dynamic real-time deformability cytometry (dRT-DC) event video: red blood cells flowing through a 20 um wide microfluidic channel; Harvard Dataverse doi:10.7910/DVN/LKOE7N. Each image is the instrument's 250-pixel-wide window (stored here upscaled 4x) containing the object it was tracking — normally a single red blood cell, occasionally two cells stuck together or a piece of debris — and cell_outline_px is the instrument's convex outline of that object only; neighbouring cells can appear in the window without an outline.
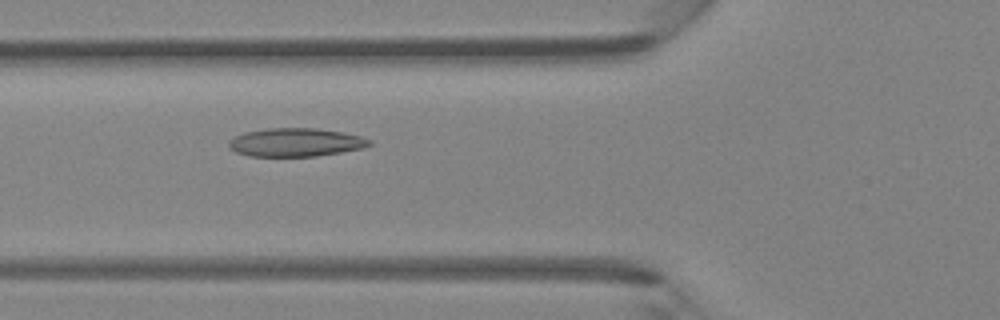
{"species": "Egyptian fruit bat (a non-hibernating species)", "species_latin": "Rousettus aegyptiacus", "temperature_condition": "room temperature", "stored_images_in_passage": 45, "camera_frame_rate_fps": 3000, "um_per_image_px": 0.085, "animal": {"sex": "female"}, "frame": {"image": 1, "passage_image": 16, "time_ms": 5.0, "image_size_px": [1000, 320], "cell_outline_px": [[372, 144], [364, 148], [316, 156], [248, 156], [236, 152], [228, 148], [228, 140], [244, 132], [268, 128], [316, 128], [344, 132], [360, 136], [372, 140]], "centroid_in_image_um": [25.13, 12.1], "position_along_channel_um": 100.7, "area_um2": 23.41}}
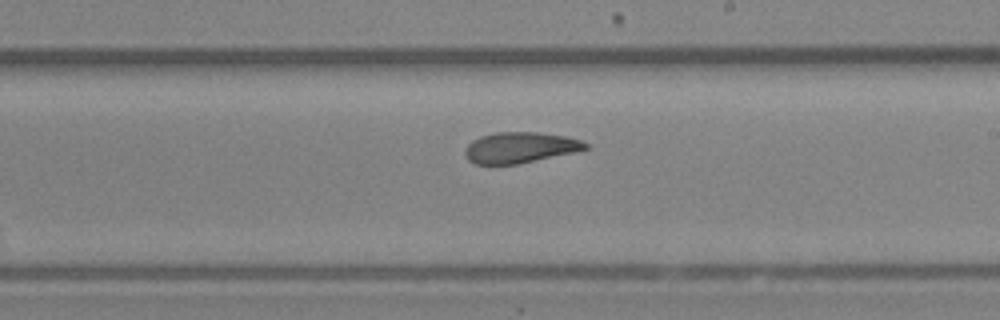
{"frame": {"image": 2, "passage_image": 26, "time_ms": 8.333, "image_size_px": [1000, 320], "cell_outline_px": [[588, 148], [576, 152], [516, 164], [476, 164], [468, 160], [464, 152], [468, 144], [472, 140], [480, 136], [496, 132], [536, 132], [568, 136], [580, 140], [588, 144]], "centroid_in_image_um": [44.2, 12.53], "position_along_channel_um": 244.8, "area_um2": 21.62}}
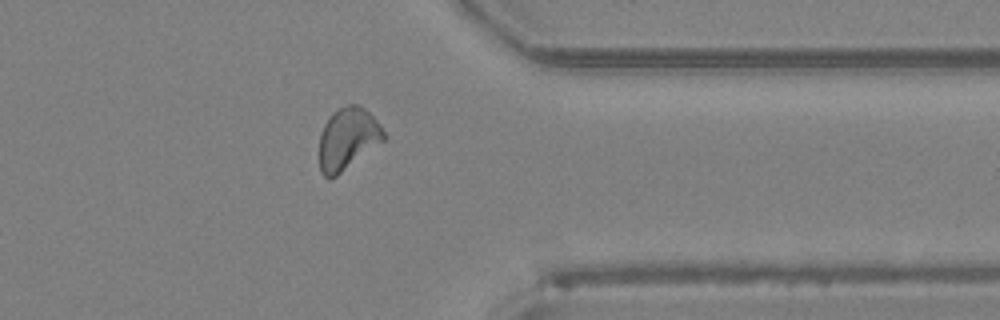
{"frame": {"image": 3, "passage_image": 36, "time_ms": 11.667, "image_size_px": [1000, 320], "cell_outline_px": [[388, 136], [384, 140], [336, 176], [324, 176], [320, 172], [320, 132], [324, 124], [332, 112], [348, 104], [360, 104], [380, 124]], "centroid_in_image_um": [29.56, 11.76], "position_along_channel_um": 381.8, "area_um2": 23.06}, "authors_computed_cell_mechanics": {"area_um2": 23.0044, "velocity_mm_per_s": 4.3362, "shape_relaxation_time_tau1_ms": 10.1136, "shape_relaxation_time_tau2_ms": 2.7212, "deformation_change_tau1": 0.2056, "deformation_change_tau2": 0.1074}}